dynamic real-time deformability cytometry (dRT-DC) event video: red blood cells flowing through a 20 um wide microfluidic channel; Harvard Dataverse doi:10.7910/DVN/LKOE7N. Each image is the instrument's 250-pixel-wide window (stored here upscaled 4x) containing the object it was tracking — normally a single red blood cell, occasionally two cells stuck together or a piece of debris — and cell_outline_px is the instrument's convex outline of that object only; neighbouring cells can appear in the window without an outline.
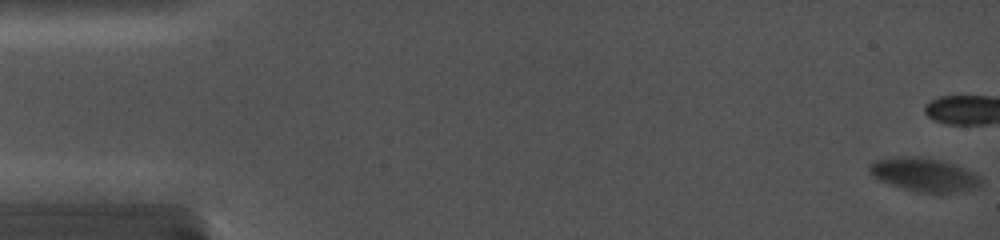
{"species": "common noctule bat (a hibernating species)", "species_latin": "Nyctalus noctula", "temperature_condition": "cold", "stored_images_in_passage": 20, "camera_frame_rate_fps": 5000, "um_per_image_px": 0.085, "animal": {"sex": "female", "body_mass_g": 19.0, "forearm_length_mm": 56.7}, "frame": {"image": 1, "passage_image": 1, "time_ms": 0.0, "image_size_px": [1000, 240], "cell_outline_px": [[980, 184], [976, 188], [960, 192], [916, 192], [880, 180], [872, 176], [868, 172], [868, 164], [876, 160], [900, 156], [920, 156], [944, 160], [980, 176]], "centroid_in_image_um": [78.52, 14.83], "position_along_channel_um": 6.5, "area_um2": 21.68}}